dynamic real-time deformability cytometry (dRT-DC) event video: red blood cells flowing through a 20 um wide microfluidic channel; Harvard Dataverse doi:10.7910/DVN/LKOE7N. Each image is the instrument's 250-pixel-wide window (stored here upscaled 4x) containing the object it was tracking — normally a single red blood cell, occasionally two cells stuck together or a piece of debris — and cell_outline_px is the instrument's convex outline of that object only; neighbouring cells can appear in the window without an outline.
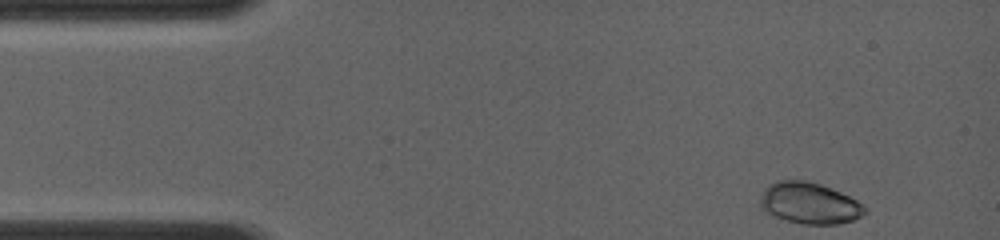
{"species": "common noctule bat (a hibernating species)", "species_latin": "Nyctalus noctula", "temperature_condition": "room temperature", "stored_images_in_passage": 10, "camera_frame_rate_fps": 4000, "um_per_image_px": 0.085, "animal": {"sex": "female", "body_mass_g": 19.0, "forearm_length_mm": 56.7}, "frame": {"image": 1, "passage_image": 1, "time_ms": 0.0, "image_size_px": [1000, 240], "cell_outline_px": [[868, 212], [864, 216], [840, 224], [800, 224], [776, 216], [760, 208], [760, 196], [764, 188], [768, 184], [776, 180], [804, 180], [820, 184], [832, 188], [856, 200]], "centroid_in_image_um": [68.79, 17.26], "position_along_channel_um": 16.2, "area_um2": 25.2}}
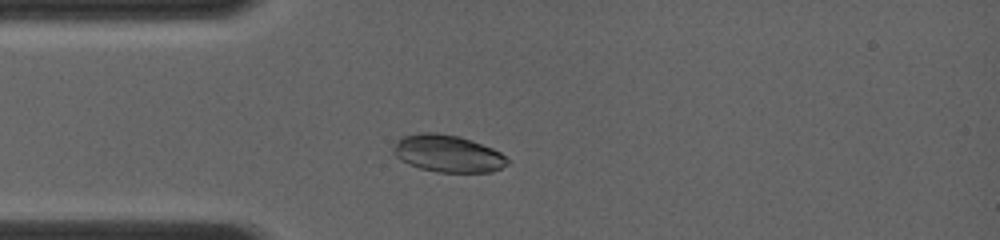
{"frame": {"image": 2, "passage_image": 8, "time_ms": 2.5, "image_size_px": [1000, 240], "cell_outline_px": [[512, 160], [508, 164], [492, 172], [436, 172], [420, 168], [408, 164], [400, 160], [392, 152], [392, 148], [396, 140], [404, 136], [420, 132], [436, 132], [460, 136], [492, 148], [500, 152]], "centroid_in_image_um": [38.05, 13.05], "position_along_channel_um": 46.9, "area_um2": 24.97}}